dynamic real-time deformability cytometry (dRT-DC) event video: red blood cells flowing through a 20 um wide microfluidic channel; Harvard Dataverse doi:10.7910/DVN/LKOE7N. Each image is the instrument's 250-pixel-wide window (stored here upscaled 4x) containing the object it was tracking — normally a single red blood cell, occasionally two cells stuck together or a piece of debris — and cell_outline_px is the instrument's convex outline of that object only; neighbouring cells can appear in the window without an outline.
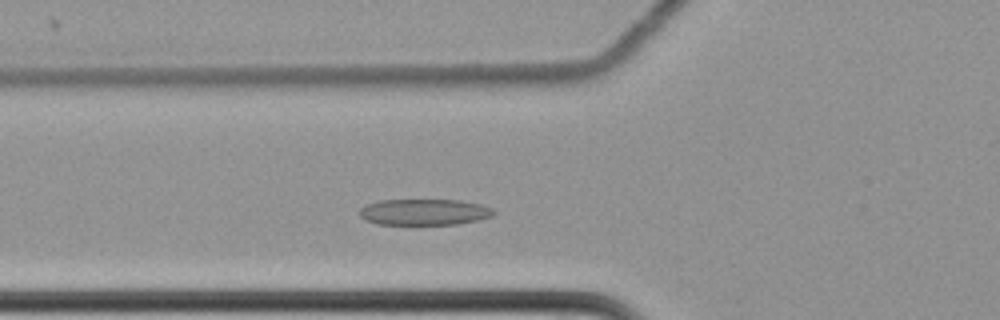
{"species": "common noctule bat (a hibernating species)", "species_latin": "Nyctalus noctula", "temperature_condition": "cold", "stored_images_in_passage": 45, "camera_frame_rate_fps": 3000, "um_per_image_px": 0.085, "animal": {"sex": "female", "body_mass_g": 22.7, "forearm_length_mm": 54.2}, "frame": {"image": 1, "passage_image": 7, "time_ms": 2.0, "image_size_px": [1000, 320], "cell_outline_px": [[496, 212], [492, 216], [480, 220], [456, 224], [376, 224], [364, 220], [360, 216], [360, 208], [364, 204], [380, 200], [460, 200], [480, 204], [492, 208]], "centroid_in_image_um": [36.05, 18.02], "position_along_channel_um": 89.8, "area_um2": 20.58}}
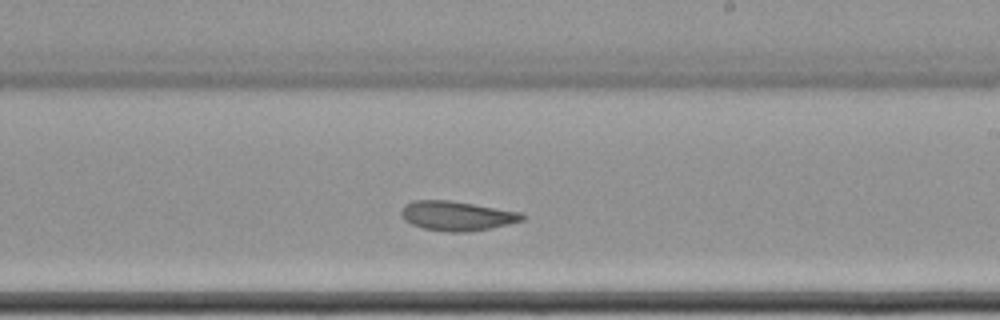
{"frame": {"image": 2, "passage_image": 21, "time_ms": 6.667, "image_size_px": [1000, 320], "cell_outline_px": [[524, 220], [492, 228], [464, 232], [448, 232], [424, 228], [412, 224], [404, 220], [400, 212], [404, 204], [412, 200], [448, 200], [520, 212], [524, 216]], "centroid_in_image_um": [38.79, 18.34], "position_along_channel_um": 250.2, "area_um2": 20.63}}
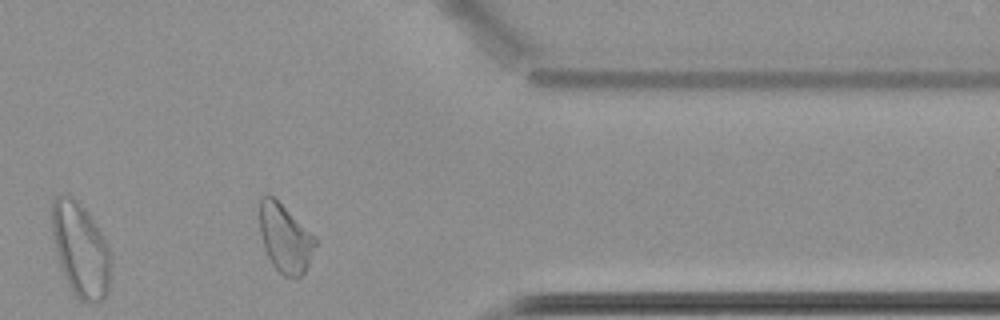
{"frame": {"image": 3, "passage_image": 34, "time_ms": 11.0, "image_size_px": [1000, 320], "cell_outline_px": [[316, 244], [308, 264], [304, 272], [296, 280], [292, 280], [284, 276], [272, 264], [264, 248], [260, 232], [260, 196], [268, 192], [316, 236]], "centroid_in_image_um": [24.23, 20.25], "position_along_channel_um": 387.2, "area_um2": 22.25}, "authors_computed_cell_mechanics": {"area_um2": 21.6172, "velocity_mm_per_s": 3.4433, "shape_relaxation_time_tau1_ms": 8.8822, "shape_relaxation_time_tau2_ms": 2.2247, "deformation_change_tau1": 0.1568, "deformation_change_tau2": 0.0874}}